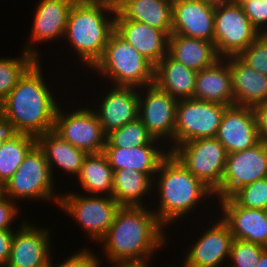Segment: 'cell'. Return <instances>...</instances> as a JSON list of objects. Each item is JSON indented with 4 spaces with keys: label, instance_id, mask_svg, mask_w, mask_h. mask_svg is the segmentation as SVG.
Instances as JSON below:
<instances>
[{
    "label": "cell",
    "instance_id": "cell-1",
    "mask_svg": "<svg viewBox=\"0 0 267 267\" xmlns=\"http://www.w3.org/2000/svg\"><path fill=\"white\" fill-rule=\"evenodd\" d=\"M165 230L149 205L121 206L98 243L112 266L150 264V257L166 247Z\"/></svg>",
    "mask_w": 267,
    "mask_h": 267
},
{
    "label": "cell",
    "instance_id": "cell-2",
    "mask_svg": "<svg viewBox=\"0 0 267 267\" xmlns=\"http://www.w3.org/2000/svg\"><path fill=\"white\" fill-rule=\"evenodd\" d=\"M41 66L37 60L0 103V113L13 133L37 138L54 128L59 104L47 86Z\"/></svg>",
    "mask_w": 267,
    "mask_h": 267
},
{
    "label": "cell",
    "instance_id": "cell-3",
    "mask_svg": "<svg viewBox=\"0 0 267 267\" xmlns=\"http://www.w3.org/2000/svg\"><path fill=\"white\" fill-rule=\"evenodd\" d=\"M156 175L153 190L158 193L159 205L152 211L166 229L193 213L203 200L215 198L214 192L193 176L171 152L161 162Z\"/></svg>",
    "mask_w": 267,
    "mask_h": 267
},
{
    "label": "cell",
    "instance_id": "cell-4",
    "mask_svg": "<svg viewBox=\"0 0 267 267\" xmlns=\"http://www.w3.org/2000/svg\"><path fill=\"white\" fill-rule=\"evenodd\" d=\"M117 8L107 2L78 1L69 12L64 40L91 69L101 58L108 39L115 30Z\"/></svg>",
    "mask_w": 267,
    "mask_h": 267
},
{
    "label": "cell",
    "instance_id": "cell-5",
    "mask_svg": "<svg viewBox=\"0 0 267 267\" xmlns=\"http://www.w3.org/2000/svg\"><path fill=\"white\" fill-rule=\"evenodd\" d=\"M94 70L112 86L142 88L154 83L155 67L115 30L101 58L90 69Z\"/></svg>",
    "mask_w": 267,
    "mask_h": 267
},
{
    "label": "cell",
    "instance_id": "cell-6",
    "mask_svg": "<svg viewBox=\"0 0 267 267\" xmlns=\"http://www.w3.org/2000/svg\"><path fill=\"white\" fill-rule=\"evenodd\" d=\"M55 176L52 175L49 164L43 150L36 144L25 156L18 170L2 187V193L14 202L33 199L54 201L59 204L61 194L56 193L54 183Z\"/></svg>",
    "mask_w": 267,
    "mask_h": 267
},
{
    "label": "cell",
    "instance_id": "cell-7",
    "mask_svg": "<svg viewBox=\"0 0 267 267\" xmlns=\"http://www.w3.org/2000/svg\"><path fill=\"white\" fill-rule=\"evenodd\" d=\"M58 207L84 229L89 239L98 243L106 235L121 206L112 196L66 191L61 194Z\"/></svg>",
    "mask_w": 267,
    "mask_h": 267
},
{
    "label": "cell",
    "instance_id": "cell-8",
    "mask_svg": "<svg viewBox=\"0 0 267 267\" xmlns=\"http://www.w3.org/2000/svg\"><path fill=\"white\" fill-rule=\"evenodd\" d=\"M259 35L237 0L216 1L214 46L220 58L238 56Z\"/></svg>",
    "mask_w": 267,
    "mask_h": 267
},
{
    "label": "cell",
    "instance_id": "cell-9",
    "mask_svg": "<svg viewBox=\"0 0 267 267\" xmlns=\"http://www.w3.org/2000/svg\"><path fill=\"white\" fill-rule=\"evenodd\" d=\"M170 152L213 192L219 188L228 153L216 137L194 139L175 146Z\"/></svg>",
    "mask_w": 267,
    "mask_h": 267
},
{
    "label": "cell",
    "instance_id": "cell-10",
    "mask_svg": "<svg viewBox=\"0 0 267 267\" xmlns=\"http://www.w3.org/2000/svg\"><path fill=\"white\" fill-rule=\"evenodd\" d=\"M226 107L194 98L178 100L174 147L194 139L216 137Z\"/></svg>",
    "mask_w": 267,
    "mask_h": 267
},
{
    "label": "cell",
    "instance_id": "cell-11",
    "mask_svg": "<svg viewBox=\"0 0 267 267\" xmlns=\"http://www.w3.org/2000/svg\"><path fill=\"white\" fill-rule=\"evenodd\" d=\"M61 107L59 103L53 131L66 142L87 154L103 152L107 135L92 106L90 104L91 108L78 106L76 110L67 112Z\"/></svg>",
    "mask_w": 267,
    "mask_h": 267
},
{
    "label": "cell",
    "instance_id": "cell-12",
    "mask_svg": "<svg viewBox=\"0 0 267 267\" xmlns=\"http://www.w3.org/2000/svg\"><path fill=\"white\" fill-rule=\"evenodd\" d=\"M177 102L178 100L155 83L139 88L138 118L155 139L161 142L168 139L167 148L170 151L174 148Z\"/></svg>",
    "mask_w": 267,
    "mask_h": 267
},
{
    "label": "cell",
    "instance_id": "cell-13",
    "mask_svg": "<svg viewBox=\"0 0 267 267\" xmlns=\"http://www.w3.org/2000/svg\"><path fill=\"white\" fill-rule=\"evenodd\" d=\"M267 177V145L260 141L246 150L228 153L216 199L230 197L237 189Z\"/></svg>",
    "mask_w": 267,
    "mask_h": 267
},
{
    "label": "cell",
    "instance_id": "cell-14",
    "mask_svg": "<svg viewBox=\"0 0 267 267\" xmlns=\"http://www.w3.org/2000/svg\"><path fill=\"white\" fill-rule=\"evenodd\" d=\"M26 220H21L18 229L14 231L5 267H48L53 251L52 231Z\"/></svg>",
    "mask_w": 267,
    "mask_h": 267
},
{
    "label": "cell",
    "instance_id": "cell-15",
    "mask_svg": "<svg viewBox=\"0 0 267 267\" xmlns=\"http://www.w3.org/2000/svg\"><path fill=\"white\" fill-rule=\"evenodd\" d=\"M215 220L188 248L182 267H221L229 261L233 235L221 215Z\"/></svg>",
    "mask_w": 267,
    "mask_h": 267
},
{
    "label": "cell",
    "instance_id": "cell-16",
    "mask_svg": "<svg viewBox=\"0 0 267 267\" xmlns=\"http://www.w3.org/2000/svg\"><path fill=\"white\" fill-rule=\"evenodd\" d=\"M75 0H40L34 9L35 15L30 33V42H25L23 50L35 59L39 58V49L35 43L55 42L65 36L67 19ZM27 43V44H26ZM32 45V46H31ZM35 46V48H34Z\"/></svg>",
    "mask_w": 267,
    "mask_h": 267
},
{
    "label": "cell",
    "instance_id": "cell-17",
    "mask_svg": "<svg viewBox=\"0 0 267 267\" xmlns=\"http://www.w3.org/2000/svg\"><path fill=\"white\" fill-rule=\"evenodd\" d=\"M214 0H173L171 34L214 43Z\"/></svg>",
    "mask_w": 267,
    "mask_h": 267
},
{
    "label": "cell",
    "instance_id": "cell-18",
    "mask_svg": "<svg viewBox=\"0 0 267 267\" xmlns=\"http://www.w3.org/2000/svg\"><path fill=\"white\" fill-rule=\"evenodd\" d=\"M216 138L227 153L258 144L260 137L254 108L235 104L227 106Z\"/></svg>",
    "mask_w": 267,
    "mask_h": 267
},
{
    "label": "cell",
    "instance_id": "cell-19",
    "mask_svg": "<svg viewBox=\"0 0 267 267\" xmlns=\"http://www.w3.org/2000/svg\"><path fill=\"white\" fill-rule=\"evenodd\" d=\"M107 90L93 107L106 135L137 120L139 113V88L110 85Z\"/></svg>",
    "mask_w": 267,
    "mask_h": 267
},
{
    "label": "cell",
    "instance_id": "cell-20",
    "mask_svg": "<svg viewBox=\"0 0 267 267\" xmlns=\"http://www.w3.org/2000/svg\"><path fill=\"white\" fill-rule=\"evenodd\" d=\"M222 219L228 224L234 239L267 248V214L265 210L237 205L230 197L217 199Z\"/></svg>",
    "mask_w": 267,
    "mask_h": 267
},
{
    "label": "cell",
    "instance_id": "cell-21",
    "mask_svg": "<svg viewBox=\"0 0 267 267\" xmlns=\"http://www.w3.org/2000/svg\"><path fill=\"white\" fill-rule=\"evenodd\" d=\"M115 31L154 67L168 53L169 36L165 32L139 21L128 20L118 10Z\"/></svg>",
    "mask_w": 267,
    "mask_h": 267
},
{
    "label": "cell",
    "instance_id": "cell-22",
    "mask_svg": "<svg viewBox=\"0 0 267 267\" xmlns=\"http://www.w3.org/2000/svg\"><path fill=\"white\" fill-rule=\"evenodd\" d=\"M161 143L164 142L128 149L104 147L103 153L106 155L113 172L122 169L134 170L146 173L154 180L161 162L170 154V150L165 148L167 145L163 146L162 144L161 146L159 145Z\"/></svg>",
    "mask_w": 267,
    "mask_h": 267
},
{
    "label": "cell",
    "instance_id": "cell-23",
    "mask_svg": "<svg viewBox=\"0 0 267 267\" xmlns=\"http://www.w3.org/2000/svg\"><path fill=\"white\" fill-rule=\"evenodd\" d=\"M230 67L235 105L254 108L267 102V76L243 62L238 56L225 58Z\"/></svg>",
    "mask_w": 267,
    "mask_h": 267
},
{
    "label": "cell",
    "instance_id": "cell-24",
    "mask_svg": "<svg viewBox=\"0 0 267 267\" xmlns=\"http://www.w3.org/2000/svg\"><path fill=\"white\" fill-rule=\"evenodd\" d=\"M193 98L226 106L234 105L231 72L225 58L197 72Z\"/></svg>",
    "mask_w": 267,
    "mask_h": 267
},
{
    "label": "cell",
    "instance_id": "cell-25",
    "mask_svg": "<svg viewBox=\"0 0 267 267\" xmlns=\"http://www.w3.org/2000/svg\"><path fill=\"white\" fill-rule=\"evenodd\" d=\"M197 72L168 53L155 66L154 83L176 100L193 98Z\"/></svg>",
    "mask_w": 267,
    "mask_h": 267
},
{
    "label": "cell",
    "instance_id": "cell-26",
    "mask_svg": "<svg viewBox=\"0 0 267 267\" xmlns=\"http://www.w3.org/2000/svg\"><path fill=\"white\" fill-rule=\"evenodd\" d=\"M37 145L43 150L52 175L54 170L61 169L76 180L88 155L85 151L72 146L53 130L39 135Z\"/></svg>",
    "mask_w": 267,
    "mask_h": 267
},
{
    "label": "cell",
    "instance_id": "cell-27",
    "mask_svg": "<svg viewBox=\"0 0 267 267\" xmlns=\"http://www.w3.org/2000/svg\"><path fill=\"white\" fill-rule=\"evenodd\" d=\"M116 8L128 20L145 23L171 35L173 0H122Z\"/></svg>",
    "mask_w": 267,
    "mask_h": 267
},
{
    "label": "cell",
    "instance_id": "cell-28",
    "mask_svg": "<svg viewBox=\"0 0 267 267\" xmlns=\"http://www.w3.org/2000/svg\"><path fill=\"white\" fill-rule=\"evenodd\" d=\"M168 54L196 72L212 66L220 59L213 42L179 34L169 36Z\"/></svg>",
    "mask_w": 267,
    "mask_h": 267
},
{
    "label": "cell",
    "instance_id": "cell-29",
    "mask_svg": "<svg viewBox=\"0 0 267 267\" xmlns=\"http://www.w3.org/2000/svg\"><path fill=\"white\" fill-rule=\"evenodd\" d=\"M154 180L134 170L114 171L112 198L120 206H145L143 199L153 193Z\"/></svg>",
    "mask_w": 267,
    "mask_h": 267
},
{
    "label": "cell",
    "instance_id": "cell-30",
    "mask_svg": "<svg viewBox=\"0 0 267 267\" xmlns=\"http://www.w3.org/2000/svg\"><path fill=\"white\" fill-rule=\"evenodd\" d=\"M76 178L83 194L112 196L114 172L103 152L88 154Z\"/></svg>",
    "mask_w": 267,
    "mask_h": 267
},
{
    "label": "cell",
    "instance_id": "cell-31",
    "mask_svg": "<svg viewBox=\"0 0 267 267\" xmlns=\"http://www.w3.org/2000/svg\"><path fill=\"white\" fill-rule=\"evenodd\" d=\"M37 144L29 134L12 133L0 149V184L2 187L18 170L28 152Z\"/></svg>",
    "mask_w": 267,
    "mask_h": 267
},
{
    "label": "cell",
    "instance_id": "cell-32",
    "mask_svg": "<svg viewBox=\"0 0 267 267\" xmlns=\"http://www.w3.org/2000/svg\"><path fill=\"white\" fill-rule=\"evenodd\" d=\"M158 142H160V140L155 139L138 118L108 133L105 147H121L128 149L131 147L135 148L148 144H156Z\"/></svg>",
    "mask_w": 267,
    "mask_h": 267
},
{
    "label": "cell",
    "instance_id": "cell-33",
    "mask_svg": "<svg viewBox=\"0 0 267 267\" xmlns=\"http://www.w3.org/2000/svg\"><path fill=\"white\" fill-rule=\"evenodd\" d=\"M18 57H0V103L16 86L18 80L37 61L22 49Z\"/></svg>",
    "mask_w": 267,
    "mask_h": 267
},
{
    "label": "cell",
    "instance_id": "cell-34",
    "mask_svg": "<svg viewBox=\"0 0 267 267\" xmlns=\"http://www.w3.org/2000/svg\"><path fill=\"white\" fill-rule=\"evenodd\" d=\"M230 198L239 206L250 209L266 210L267 177L237 189Z\"/></svg>",
    "mask_w": 267,
    "mask_h": 267
},
{
    "label": "cell",
    "instance_id": "cell-35",
    "mask_svg": "<svg viewBox=\"0 0 267 267\" xmlns=\"http://www.w3.org/2000/svg\"><path fill=\"white\" fill-rule=\"evenodd\" d=\"M266 248L238 239H233L229 260L230 267H257L262 252ZM226 266V267H228Z\"/></svg>",
    "mask_w": 267,
    "mask_h": 267
},
{
    "label": "cell",
    "instance_id": "cell-36",
    "mask_svg": "<svg viewBox=\"0 0 267 267\" xmlns=\"http://www.w3.org/2000/svg\"><path fill=\"white\" fill-rule=\"evenodd\" d=\"M238 57L267 76V34H260Z\"/></svg>",
    "mask_w": 267,
    "mask_h": 267
},
{
    "label": "cell",
    "instance_id": "cell-37",
    "mask_svg": "<svg viewBox=\"0 0 267 267\" xmlns=\"http://www.w3.org/2000/svg\"><path fill=\"white\" fill-rule=\"evenodd\" d=\"M243 7L252 26L260 33L267 34V7L263 0H237Z\"/></svg>",
    "mask_w": 267,
    "mask_h": 267
},
{
    "label": "cell",
    "instance_id": "cell-38",
    "mask_svg": "<svg viewBox=\"0 0 267 267\" xmlns=\"http://www.w3.org/2000/svg\"><path fill=\"white\" fill-rule=\"evenodd\" d=\"M79 251L74 252L64 261L55 264L50 260L48 267H102V260L98 258V254H95L89 248L78 249ZM97 255V256H96Z\"/></svg>",
    "mask_w": 267,
    "mask_h": 267
},
{
    "label": "cell",
    "instance_id": "cell-39",
    "mask_svg": "<svg viewBox=\"0 0 267 267\" xmlns=\"http://www.w3.org/2000/svg\"><path fill=\"white\" fill-rule=\"evenodd\" d=\"M17 204L3 193L0 194V230L13 229L11 224L14 223L15 218L17 220L20 211Z\"/></svg>",
    "mask_w": 267,
    "mask_h": 267
},
{
    "label": "cell",
    "instance_id": "cell-40",
    "mask_svg": "<svg viewBox=\"0 0 267 267\" xmlns=\"http://www.w3.org/2000/svg\"><path fill=\"white\" fill-rule=\"evenodd\" d=\"M14 229L0 230V267H5L11 251Z\"/></svg>",
    "mask_w": 267,
    "mask_h": 267
},
{
    "label": "cell",
    "instance_id": "cell-41",
    "mask_svg": "<svg viewBox=\"0 0 267 267\" xmlns=\"http://www.w3.org/2000/svg\"><path fill=\"white\" fill-rule=\"evenodd\" d=\"M260 141L267 145V102L254 107Z\"/></svg>",
    "mask_w": 267,
    "mask_h": 267
},
{
    "label": "cell",
    "instance_id": "cell-42",
    "mask_svg": "<svg viewBox=\"0 0 267 267\" xmlns=\"http://www.w3.org/2000/svg\"><path fill=\"white\" fill-rule=\"evenodd\" d=\"M12 133H13L12 130L7 125V123L4 120V117L0 113V149L3 143Z\"/></svg>",
    "mask_w": 267,
    "mask_h": 267
},
{
    "label": "cell",
    "instance_id": "cell-43",
    "mask_svg": "<svg viewBox=\"0 0 267 267\" xmlns=\"http://www.w3.org/2000/svg\"><path fill=\"white\" fill-rule=\"evenodd\" d=\"M257 267H267V248L262 252Z\"/></svg>",
    "mask_w": 267,
    "mask_h": 267
},
{
    "label": "cell",
    "instance_id": "cell-44",
    "mask_svg": "<svg viewBox=\"0 0 267 267\" xmlns=\"http://www.w3.org/2000/svg\"><path fill=\"white\" fill-rule=\"evenodd\" d=\"M78 1H92V2H107L113 6H117L122 0H78Z\"/></svg>",
    "mask_w": 267,
    "mask_h": 267
},
{
    "label": "cell",
    "instance_id": "cell-45",
    "mask_svg": "<svg viewBox=\"0 0 267 267\" xmlns=\"http://www.w3.org/2000/svg\"><path fill=\"white\" fill-rule=\"evenodd\" d=\"M113 267H153V266L149 264H142V265H113Z\"/></svg>",
    "mask_w": 267,
    "mask_h": 267
},
{
    "label": "cell",
    "instance_id": "cell-46",
    "mask_svg": "<svg viewBox=\"0 0 267 267\" xmlns=\"http://www.w3.org/2000/svg\"><path fill=\"white\" fill-rule=\"evenodd\" d=\"M0 194H2V185L0 184Z\"/></svg>",
    "mask_w": 267,
    "mask_h": 267
},
{
    "label": "cell",
    "instance_id": "cell-47",
    "mask_svg": "<svg viewBox=\"0 0 267 267\" xmlns=\"http://www.w3.org/2000/svg\"><path fill=\"white\" fill-rule=\"evenodd\" d=\"M264 4H266V7H267V0H263Z\"/></svg>",
    "mask_w": 267,
    "mask_h": 267
}]
</instances>
